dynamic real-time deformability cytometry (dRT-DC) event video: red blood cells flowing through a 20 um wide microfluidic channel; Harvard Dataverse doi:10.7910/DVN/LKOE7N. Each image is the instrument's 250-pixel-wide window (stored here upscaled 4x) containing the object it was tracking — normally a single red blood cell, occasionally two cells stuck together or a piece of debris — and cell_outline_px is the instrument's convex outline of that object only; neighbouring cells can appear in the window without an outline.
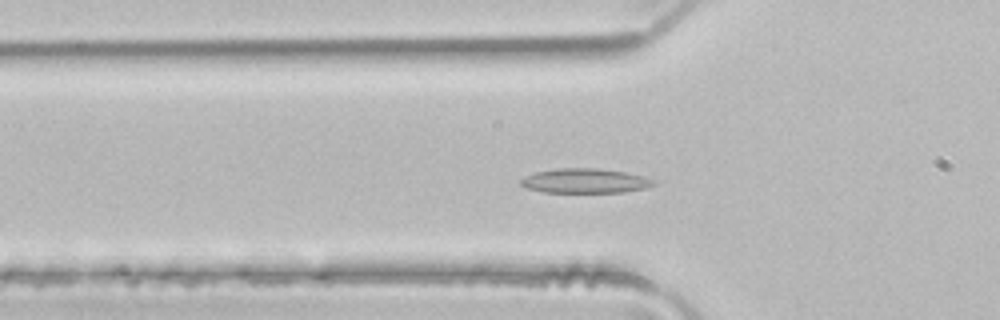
{"species": "common noctule bat (a hibernating species)", "species_latin": "Nyctalus noctula", "temperature_condition": "room temperature", "stored_images_in_passage": 50, "camera_frame_rate_fps": 3000, "um_per_image_px": 0.085, "animal": {"sex": "male", "body_mass_g": 21.5, "forearm_length_mm": 52.0}, "frame": {"image": 1, "passage_image": 16, "time_ms": 5.0, "image_size_px": [1000, 320], "cell_outline_px": [[656, 184], [644, 188], [624, 192], [544, 192], [528, 188], [520, 184], [520, 180], [524, 176], [536, 172], [556, 168], [596, 168], [624, 172], [644, 176], [656, 180]], "centroid_in_image_um": [49.73, 15.36], "position_along_channel_um": 76.1, "area_um2": 18.96}}
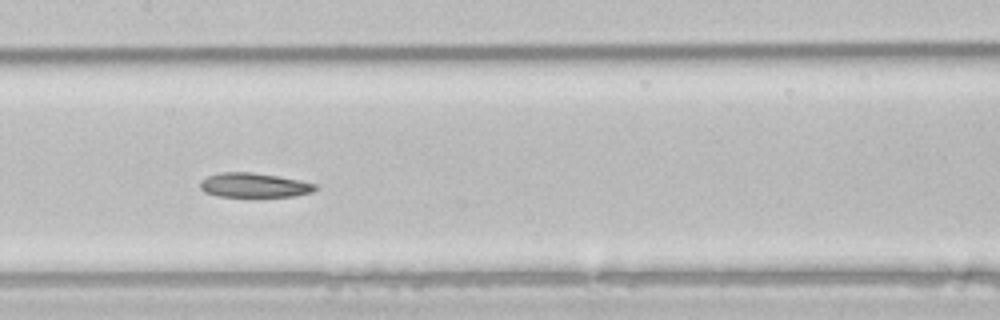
{"frame": {"image": 2, "passage_image": 24, "time_ms": 7.667, "image_size_px": [1000, 320], "cell_outline_px": [[320, 188], [312, 192], [292, 196], [216, 196], [204, 192], [200, 188], [200, 180], [208, 176], [220, 172], [252, 172], [300, 180], [316, 184]], "centroid_in_image_um": [21.59, 15.74], "position_along_channel_um": 185.8, "area_um2": 16.36}}
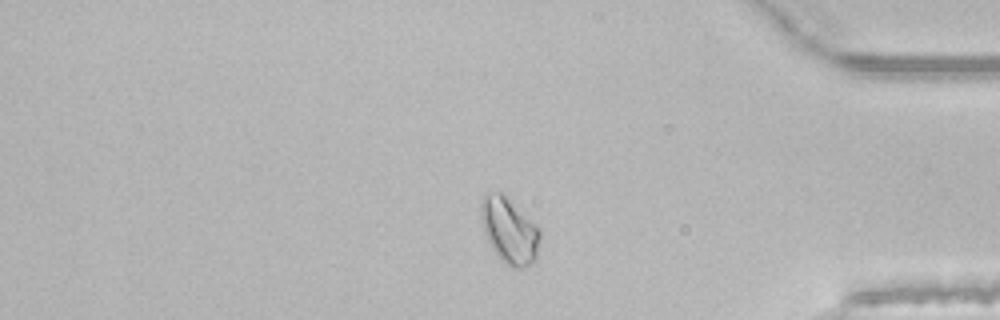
{"frame": {"image": 3, "passage_image": 41, "time_ms": 13.333, "image_size_px": [1000, 320], "cell_outline_px": [[540, 240], [536, 256], [524, 268], [512, 268], [500, 260], [492, 248], [484, 232], [480, 216], [480, 204], [484, 196], [488, 192], [500, 192], [536, 224], [540, 228]], "centroid_in_image_um": [43.27, 19.61], "position_along_channel_um": 391.9, "area_um2": 22.37}, "authors_computed_cell_mechanics": {"area_um2": 19.4497, "velocity_mm_per_s": 4.0907, "shape_relaxation_time_tau1_ms": null, "shape_relaxation_time_tau2_ms": 9.5767, "deformation_change_tau1": null, "deformation_change_tau2": 0.1103}}